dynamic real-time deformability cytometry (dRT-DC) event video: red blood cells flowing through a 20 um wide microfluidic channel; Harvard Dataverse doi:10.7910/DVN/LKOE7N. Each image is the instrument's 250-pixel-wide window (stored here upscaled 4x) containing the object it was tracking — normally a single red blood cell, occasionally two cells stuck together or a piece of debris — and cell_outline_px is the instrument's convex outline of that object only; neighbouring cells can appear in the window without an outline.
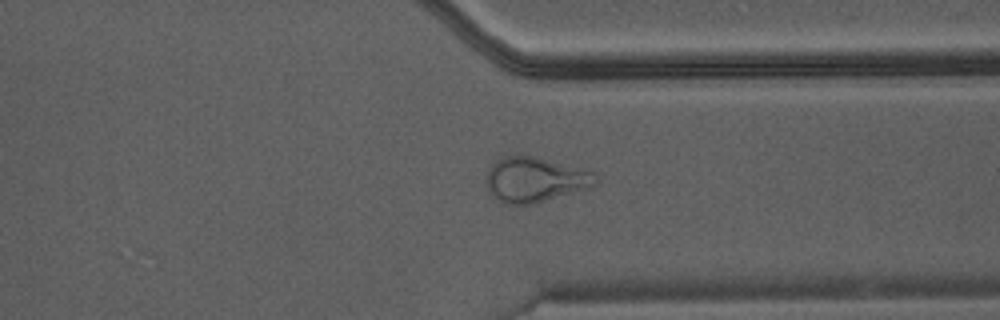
{"species": "Egyptian fruit bat (a non-hibernating species)", "species_latin": "Rousettus aegyptiacus", "temperature_condition": "warm", "stored_images_in_passage": 37, "camera_frame_rate_fps": 3000, "um_per_image_px": 0.085, "animal": {"sex": "male"}, "frame": {"image": 1, "passage_image": 27, "time_ms": 8.667, "image_size_px": [1000, 320], "cell_outline_px": [[600, 184], [532, 204], [504, 204], [492, 196], [488, 192], [484, 176], [488, 168], [496, 160], [504, 156], [536, 156], [596, 172], [600, 180]], "centroid_in_image_um": [45.47, 15.26], "position_along_channel_um": 365.9, "area_um2": 29.02}}
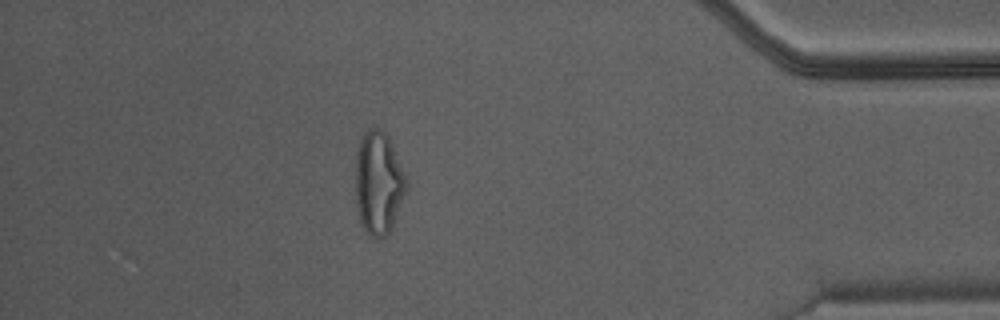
{"frame": {"image": 2, "passage_image": 32, "time_ms": 10.333, "image_size_px": [1000, 320], "cell_outline_px": [[408, 188], [392, 228], [384, 236], [372, 236], [364, 228], [360, 220], [356, 204], [356, 156], [360, 140], [364, 132], [368, 128], [380, 128], [388, 136], [392, 144], [408, 180]], "centroid_in_image_um": [32.19, 15.52], "position_along_channel_um": 403.0, "area_um2": 30.46}}